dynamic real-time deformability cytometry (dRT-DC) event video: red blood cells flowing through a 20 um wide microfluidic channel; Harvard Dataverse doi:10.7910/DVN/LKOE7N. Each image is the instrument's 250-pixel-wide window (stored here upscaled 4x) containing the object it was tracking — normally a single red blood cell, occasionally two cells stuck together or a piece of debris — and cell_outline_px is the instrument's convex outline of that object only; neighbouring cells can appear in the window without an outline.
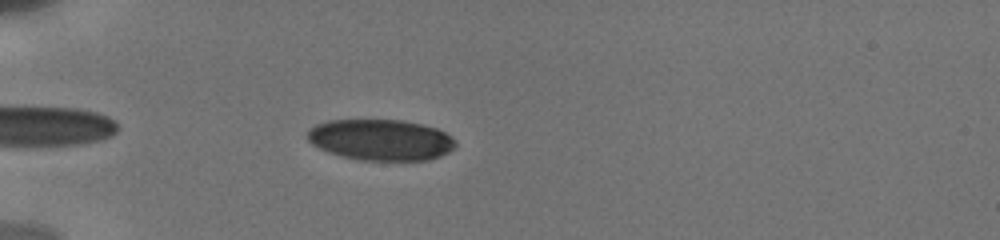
{"species": "human", "species_latin": "Homo sapiens", "temperature_condition": "cold", "stored_images_in_passage": 26, "camera_frame_rate_fps": 3000, "um_per_image_px": 0.085, "donor": {"sex": "male"}, "frame": {"image": 1, "passage_image": 5, "time_ms": 1.0, "image_size_px": [1000, 240], "cell_outline_px": [[456, 148], [440, 156], [428, 160], [364, 160], [344, 156], [328, 152], [312, 144], [308, 140], [308, 128], [316, 124], [328, 120], [404, 120], [424, 124], [436, 128], [452, 136], [456, 140]], "centroid_in_image_um": [32.4, 11.87], "position_along_channel_um": 52.6, "area_um2": 35.55}}
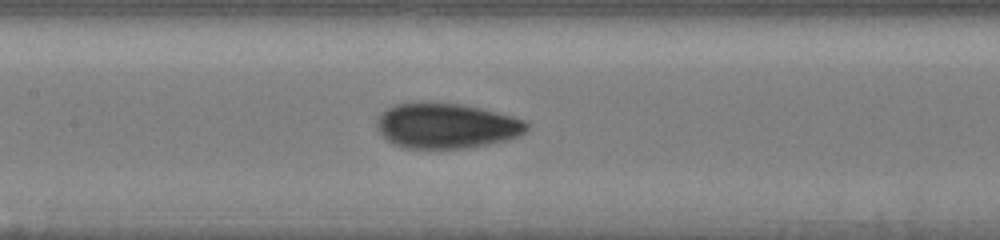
{"frame": {"image": 2, "passage_image": 13, "time_ms": 4.667, "image_size_px": [1000, 240], "cell_outline_px": [[528, 128], [520, 136], [508, 140], [488, 144], [464, 148], [404, 148], [388, 140], [376, 128], [376, 124], [380, 112], [384, 108], [392, 104], [416, 100], [428, 100], [460, 104], [480, 108], [528, 120]], "centroid_in_image_um": [37.91, 10.65], "position_along_channel_um": 169.5, "area_um2": 40.34}}
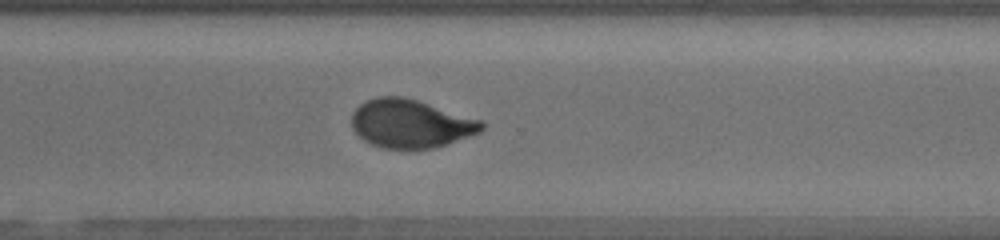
{"frame": {"image": 3, "passage_image": 24, "time_ms": 9.0, "image_size_px": [1000, 240], "cell_outline_px": [[484, 128], [480, 132], [448, 144], [432, 148], [384, 148], [372, 144], [364, 140], [352, 128], [352, 112], [360, 104], [368, 100], [380, 96], [404, 96], [484, 120]], "centroid_in_image_um": [34.93, 10.5], "position_along_channel_um": 335.7, "area_um2": 36.65}}